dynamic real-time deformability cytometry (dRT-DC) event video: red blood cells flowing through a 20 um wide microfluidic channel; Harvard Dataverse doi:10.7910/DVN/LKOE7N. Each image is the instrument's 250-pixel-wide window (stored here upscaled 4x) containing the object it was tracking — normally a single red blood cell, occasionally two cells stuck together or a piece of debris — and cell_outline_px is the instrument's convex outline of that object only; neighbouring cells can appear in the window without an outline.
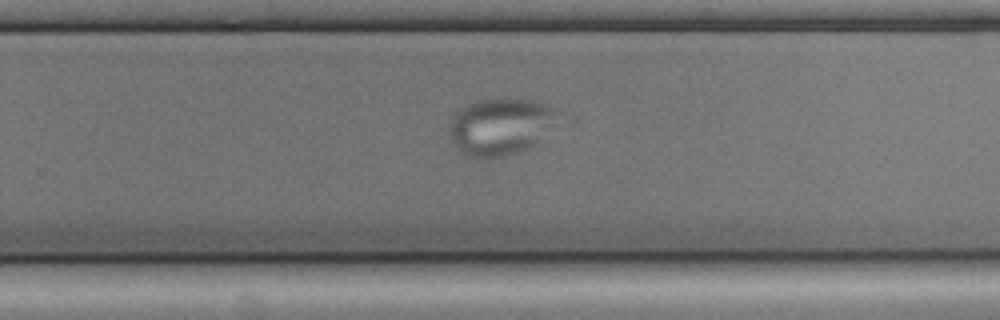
{"species": "common noctule bat (a hibernating species)", "species_latin": "Nyctalus noctula", "temperature_condition": "cold", "stored_images_in_passage": 56, "camera_frame_rate_fps": 3000, "um_per_image_px": 0.085, "animal": {"sex": "male", "body_mass_g": 17.9, "forearm_length_mm": 54.2}, "frame": {"image": 1, "passage_image": 35, "time_ms": 11.333, "image_size_px": [1000, 320], "cell_outline_px": [[556, 112], [532, 144], [528, 148], [504, 156], [468, 156], [460, 152], [452, 144], [448, 136], [448, 124], [456, 112], [468, 104], [476, 100], [496, 96], [528, 100], [552, 108]], "centroid_in_image_um": [42.31, 10.72], "position_along_channel_um": 287.5, "area_um2": 34.74}}